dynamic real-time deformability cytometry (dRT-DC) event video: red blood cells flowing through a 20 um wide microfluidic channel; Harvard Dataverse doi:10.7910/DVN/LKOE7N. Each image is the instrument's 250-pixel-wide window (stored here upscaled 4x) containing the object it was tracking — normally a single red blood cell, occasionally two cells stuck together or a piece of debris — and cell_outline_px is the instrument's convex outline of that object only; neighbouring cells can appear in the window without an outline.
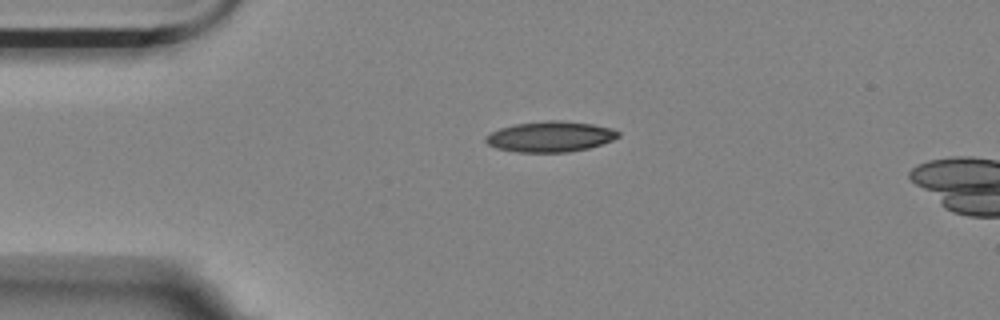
{"species": "Egyptian fruit bat (a non-hibernating species)", "species_latin": "Rousettus aegyptiacus", "temperature_condition": "room temperature", "stored_images_in_passage": 3, "camera_frame_rate_fps": 3000, "um_per_image_px": 0.085, "animal": {"sex": "female"}, "frame": {"image": 1, "passage_image": 3, "time_ms": 2.333, "image_size_px": [1000, 320], "cell_outline_px": [[620, 136], [612, 140], [588, 148], [568, 152], [516, 152], [496, 148], [488, 144], [484, 140], [484, 136], [500, 128], [516, 124], [544, 120], [560, 120], [592, 124], [612, 128], [620, 132]], "centroid_in_image_um": [46.76, 11.61], "position_along_channel_um": 38.2, "area_um2": 23.64}}